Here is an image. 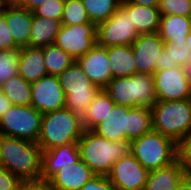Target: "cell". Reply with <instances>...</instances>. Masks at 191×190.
<instances>
[{"label": "cell", "instance_id": "6da1fadb", "mask_svg": "<svg viewBox=\"0 0 191 190\" xmlns=\"http://www.w3.org/2000/svg\"><path fill=\"white\" fill-rule=\"evenodd\" d=\"M78 149L80 159L96 175L107 176L114 163L131 153V141H109L93 130H84Z\"/></svg>", "mask_w": 191, "mask_h": 190}, {"label": "cell", "instance_id": "7a4b0ae2", "mask_svg": "<svg viewBox=\"0 0 191 190\" xmlns=\"http://www.w3.org/2000/svg\"><path fill=\"white\" fill-rule=\"evenodd\" d=\"M2 167L22 182L41 179L42 150L37 142L3 136Z\"/></svg>", "mask_w": 191, "mask_h": 190}, {"label": "cell", "instance_id": "3957f363", "mask_svg": "<svg viewBox=\"0 0 191 190\" xmlns=\"http://www.w3.org/2000/svg\"><path fill=\"white\" fill-rule=\"evenodd\" d=\"M82 118L68 108L43 114L37 144L42 151L78 142L84 132Z\"/></svg>", "mask_w": 191, "mask_h": 190}, {"label": "cell", "instance_id": "277c9868", "mask_svg": "<svg viewBox=\"0 0 191 190\" xmlns=\"http://www.w3.org/2000/svg\"><path fill=\"white\" fill-rule=\"evenodd\" d=\"M151 110L153 130L177 144L191 133V99L157 100Z\"/></svg>", "mask_w": 191, "mask_h": 190}, {"label": "cell", "instance_id": "5b68a950", "mask_svg": "<svg viewBox=\"0 0 191 190\" xmlns=\"http://www.w3.org/2000/svg\"><path fill=\"white\" fill-rule=\"evenodd\" d=\"M104 90L116 105L129 108H151L157 101L153 75L149 74L112 78Z\"/></svg>", "mask_w": 191, "mask_h": 190}, {"label": "cell", "instance_id": "8992f818", "mask_svg": "<svg viewBox=\"0 0 191 190\" xmlns=\"http://www.w3.org/2000/svg\"><path fill=\"white\" fill-rule=\"evenodd\" d=\"M131 154L148 171L167 167L178 160L177 143L153 129L131 141Z\"/></svg>", "mask_w": 191, "mask_h": 190}, {"label": "cell", "instance_id": "52a82bcc", "mask_svg": "<svg viewBox=\"0 0 191 190\" xmlns=\"http://www.w3.org/2000/svg\"><path fill=\"white\" fill-rule=\"evenodd\" d=\"M58 79L66 95L65 108L83 118L100 88L88 78L76 60L58 75Z\"/></svg>", "mask_w": 191, "mask_h": 190}, {"label": "cell", "instance_id": "ba28073f", "mask_svg": "<svg viewBox=\"0 0 191 190\" xmlns=\"http://www.w3.org/2000/svg\"><path fill=\"white\" fill-rule=\"evenodd\" d=\"M43 114L31 105H12L0 119V133L37 142L41 133Z\"/></svg>", "mask_w": 191, "mask_h": 190}, {"label": "cell", "instance_id": "9c48e42d", "mask_svg": "<svg viewBox=\"0 0 191 190\" xmlns=\"http://www.w3.org/2000/svg\"><path fill=\"white\" fill-rule=\"evenodd\" d=\"M138 36L131 15L122 6L107 21L97 24V45L102 47L132 45Z\"/></svg>", "mask_w": 191, "mask_h": 190}, {"label": "cell", "instance_id": "30bf717a", "mask_svg": "<svg viewBox=\"0 0 191 190\" xmlns=\"http://www.w3.org/2000/svg\"><path fill=\"white\" fill-rule=\"evenodd\" d=\"M96 33L97 25L93 22L61 25L54 45L77 60L97 44Z\"/></svg>", "mask_w": 191, "mask_h": 190}, {"label": "cell", "instance_id": "8fae6325", "mask_svg": "<svg viewBox=\"0 0 191 190\" xmlns=\"http://www.w3.org/2000/svg\"><path fill=\"white\" fill-rule=\"evenodd\" d=\"M153 81L159 101L191 99V81L184 66L155 71Z\"/></svg>", "mask_w": 191, "mask_h": 190}, {"label": "cell", "instance_id": "7c38bea8", "mask_svg": "<svg viewBox=\"0 0 191 190\" xmlns=\"http://www.w3.org/2000/svg\"><path fill=\"white\" fill-rule=\"evenodd\" d=\"M65 92L58 76L46 75L31 83V106L42 114L65 108Z\"/></svg>", "mask_w": 191, "mask_h": 190}, {"label": "cell", "instance_id": "4fadbf2b", "mask_svg": "<svg viewBox=\"0 0 191 190\" xmlns=\"http://www.w3.org/2000/svg\"><path fill=\"white\" fill-rule=\"evenodd\" d=\"M149 171L130 153L112 165L107 175L116 190H144Z\"/></svg>", "mask_w": 191, "mask_h": 190}, {"label": "cell", "instance_id": "5bb4252c", "mask_svg": "<svg viewBox=\"0 0 191 190\" xmlns=\"http://www.w3.org/2000/svg\"><path fill=\"white\" fill-rule=\"evenodd\" d=\"M164 40L159 33L142 34L132 44L137 74L153 75L159 55L164 49Z\"/></svg>", "mask_w": 191, "mask_h": 190}, {"label": "cell", "instance_id": "9a60e30c", "mask_svg": "<svg viewBox=\"0 0 191 190\" xmlns=\"http://www.w3.org/2000/svg\"><path fill=\"white\" fill-rule=\"evenodd\" d=\"M76 61L88 78L100 89H104L111 81L112 74L106 47L96 44Z\"/></svg>", "mask_w": 191, "mask_h": 190}, {"label": "cell", "instance_id": "2e32d148", "mask_svg": "<svg viewBox=\"0 0 191 190\" xmlns=\"http://www.w3.org/2000/svg\"><path fill=\"white\" fill-rule=\"evenodd\" d=\"M78 160H80L78 142L42 151L41 179L50 180L61 168Z\"/></svg>", "mask_w": 191, "mask_h": 190}, {"label": "cell", "instance_id": "e0dca14e", "mask_svg": "<svg viewBox=\"0 0 191 190\" xmlns=\"http://www.w3.org/2000/svg\"><path fill=\"white\" fill-rule=\"evenodd\" d=\"M2 13L5 15L15 44L19 48L30 46V34L33 21V12L18 4L5 5Z\"/></svg>", "mask_w": 191, "mask_h": 190}, {"label": "cell", "instance_id": "ac0fdd59", "mask_svg": "<svg viewBox=\"0 0 191 190\" xmlns=\"http://www.w3.org/2000/svg\"><path fill=\"white\" fill-rule=\"evenodd\" d=\"M96 174L80 159L67 164L49 181L57 190H81Z\"/></svg>", "mask_w": 191, "mask_h": 190}, {"label": "cell", "instance_id": "d6986e66", "mask_svg": "<svg viewBox=\"0 0 191 190\" xmlns=\"http://www.w3.org/2000/svg\"><path fill=\"white\" fill-rule=\"evenodd\" d=\"M128 107L115 105L93 131L109 141L127 140Z\"/></svg>", "mask_w": 191, "mask_h": 190}, {"label": "cell", "instance_id": "ffe728a7", "mask_svg": "<svg viewBox=\"0 0 191 190\" xmlns=\"http://www.w3.org/2000/svg\"><path fill=\"white\" fill-rule=\"evenodd\" d=\"M18 75L29 83L47 75L43 48L30 46L20 48Z\"/></svg>", "mask_w": 191, "mask_h": 190}, {"label": "cell", "instance_id": "44dd1931", "mask_svg": "<svg viewBox=\"0 0 191 190\" xmlns=\"http://www.w3.org/2000/svg\"><path fill=\"white\" fill-rule=\"evenodd\" d=\"M121 6L131 15L138 35L156 33L159 30L160 13L158 7H147L122 0Z\"/></svg>", "mask_w": 191, "mask_h": 190}, {"label": "cell", "instance_id": "7402d4cb", "mask_svg": "<svg viewBox=\"0 0 191 190\" xmlns=\"http://www.w3.org/2000/svg\"><path fill=\"white\" fill-rule=\"evenodd\" d=\"M186 175L187 172L177 160L167 167L149 171L144 190H176Z\"/></svg>", "mask_w": 191, "mask_h": 190}, {"label": "cell", "instance_id": "603a6c76", "mask_svg": "<svg viewBox=\"0 0 191 190\" xmlns=\"http://www.w3.org/2000/svg\"><path fill=\"white\" fill-rule=\"evenodd\" d=\"M112 78L129 77L137 74L132 45L107 47Z\"/></svg>", "mask_w": 191, "mask_h": 190}, {"label": "cell", "instance_id": "cb8c5ba5", "mask_svg": "<svg viewBox=\"0 0 191 190\" xmlns=\"http://www.w3.org/2000/svg\"><path fill=\"white\" fill-rule=\"evenodd\" d=\"M191 30V17L162 15L159 23V36L164 42H186Z\"/></svg>", "mask_w": 191, "mask_h": 190}, {"label": "cell", "instance_id": "d4e9b609", "mask_svg": "<svg viewBox=\"0 0 191 190\" xmlns=\"http://www.w3.org/2000/svg\"><path fill=\"white\" fill-rule=\"evenodd\" d=\"M61 21L33 15L30 47L43 48L53 45L61 27Z\"/></svg>", "mask_w": 191, "mask_h": 190}, {"label": "cell", "instance_id": "484cf974", "mask_svg": "<svg viewBox=\"0 0 191 190\" xmlns=\"http://www.w3.org/2000/svg\"><path fill=\"white\" fill-rule=\"evenodd\" d=\"M115 105L105 90L100 89L89 104L87 113L82 118L84 129L93 130L99 123L105 120Z\"/></svg>", "mask_w": 191, "mask_h": 190}, {"label": "cell", "instance_id": "4316f807", "mask_svg": "<svg viewBox=\"0 0 191 190\" xmlns=\"http://www.w3.org/2000/svg\"><path fill=\"white\" fill-rule=\"evenodd\" d=\"M153 129L152 110L149 107H128L127 140H134Z\"/></svg>", "mask_w": 191, "mask_h": 190}, {"label": "cell", "instance_id": "83f0119b", "mask_svg": "<svg viewBox=\"0 0 191 190\" xmlns=\"http://www.w3.org/2000/svg\"><path fill=\"white\" fill-rule=\"evenodd\" d=\"M1 91L12 105L26 106L31 104V83L16 75L2 84Z\"/></svg>", "mask_w": 191, "mask_h": 190}, {"label": "cell", "instance_id": "f1b7e54d", "mask_svg": "<svg viewBox=\"0 0 191 190\" xmlns=\"http://www.w3.org/2000/svg\"><path fill=\"white\" fill-rule=\"evenodd\" d=\"M43 52L48 75L58 76L75 61L68 53L54 44L43 47Z\"/></svg>", "mask_w": 191, "mask_h": 190}, {"label": "cell", "instance_id": "f546056e", "mask_svg": "<svg viewBox=\"0 0 191 190\" xmlns=\"http://www.w3.org/2000/svg\"><path fill=\"white\" fill-rule=\"evenodd\" d=\"M91 22L107 21L121 6L122 0H82Z\"/></svg>", "mask_w": 191, "mask_h": 190}, {"label": "cell", "instance_id": "4dcf8cb0", "mask_svg": "<svg viewBox=\"0 0 191 190\" xmlns=\"http://www.w3.org/2000/svg\"><path fill=\"white\" fill-rule=\"evenodd\" d=\"M91 22L86 8L82 0H66L63 16L61 19L62 25H74Z\"/></svg>", "mask_w": 191, "mask_h": 190}, {"label": "cell", "instance_id": "1f68e13d", "mask_svg": "<svg viewBox=\"0 0 191 190\" xmlns=\"http://www.w3.org/2000/svg\"><path fill=\"white\" fill-rule=\"evenodd\" d=\"M20 49L0 50V87L8 79L18 75Z\"/></svg>", "mask_w": 191, "mask_h": 190}, {"label": "cell", "instance_id": "d6a6232c", "mask_svg": "<svg viewBox=\"0 0 191 190\" xmlns=\"http://www.w3.org/2000/svg\"><path fill=\"white\" fill-rule=\"evenodd\" d=\"M158 9L160 16L179 15L191 17V0H160Z\"/></svg>", "mask_w": 191, "mask_h": 190}, {"label": "cell", "instance_id": "836d02e7", "mask_svg": "<svg viewBox=\"0 0 191 190\" xmlns=\"http://www.w3.org/2000/svg\"><path fill=\"white\" fill-rule=\"evenodd\" d=\"M66 0H46L32 10L33 15L48 19L60 20Z\"/></svg>", "mask_w": 191, "mask_h": 190}, {"label": "cell", "instance_id": "e575fe53", "mask_svg": "<svg viewBox=\"0 0 191 190\" xmlns=\"http://www.w3.org/2000/svg\"><path fill=\"white\" fill-rule=\"evenodd\" d=\"M164 50L169 58L174 60L178 66H186L191 60V52L186 42H165Z\"/></svg>", "mask_w": 191, "mask_h": 190}, {"label": "cell", "instance_id": "d590c367", "mask_svg": "<svg viewBox=\"0 0 191 190\" xmlns=\"http://www.w3.org/2000/svg\"><path fill=\"white\" fill-rule=\"evenodd\" d=\"M177 156L180 165L191 174V133L177 144Z\"/></svg>", "mask_w": 191, "mask_h": 190}, {"label": "cell", "instance_id": "8d00e7d4", "mask_svg": "<svg viewBox=\"0 0 191 190\" xmlns=\"http://www.w3.org/2000/svg\"><path fill=\"white\" fill-rule=\"evenodd\" d=\"M20 49L14 42L5 15L0 13V50Z\"/></svg>", "mask_w": 191, "mask_h": 190}, {"label": "cell", "instance_id": "74e56055", "mask_svg": "<svg viewBox=\"0 0 191 190\" xmlns=\"http://www.w3.org/2000/svg\"><path fill=\"white\" fill-rule=\"evenodd\" d=\"M23 182L7 169L0 168V190H21Z\"/></svg>", "mask_w": 191, "mask_h": 190}, {"label": "cell", "instance_id": "f35d334b", "mask_svg": "<svg viewBox=\"0 0 191 190\" xmlns=\"http://www.w3.org/2000/svg\"><path fill=\"white\" fill-rule=\"evenodd\" d=\"M81 190H116L107 176L96 175Z\"/></svg>", "mask_w": 191, "mask_h": 190}, {"label": "cell", "instance_id": "ab89813d", "mask_svg": "<svg viewBox=\"0 0 191 190\" xmlns=\"http://www.w3.org/2000/svg\"><path fill=\"white\" fill-rule=\"evenodd\" d=\"M21 190H57L49 180H33L23 182Z\"/></svg>", "mask_w": 191, "mask_h": 190}, {"label": "cell", "instance_id": "60d3db41", "mask_svg": "<svg viewBox=\"0 0 191 190\" xmlns=\"http://www.w3.org/2000/svg\"><path fill=\"white\" fill-rule=\"evenodd\" d=\"M159 57L160 59L157 61L156 71L178 67V64L174 60L171 61L164 49L160 53Z\"/></svg>", "mask_w": 191, "mask_h": 190}, {"label": "cell", "instance_id": "b9f144b4", "mask_svg": "<svg viewBox=\"0 0 191 190\" xmlns=\"http://www.w3.org/2000/svg\"><path fill=\"white\" fill-rule=\"evenodd\" d=\"M11 106V101L6 97V95L1 91L0 88V119Z\"/></svg>", "mask_w": 191, "mask_h": 190}, {"label": "cell", "instance_id": "7bdbcfd3", "mask_svg": "<svg viewBox=\"0 0 191 190\" xmlns=\"http://www.w3.org/2000/svg\"><path fill=\"white\" fill-rule=\"evenodd\" d=\"M45 1L46 0H21L18 5L32 11L34 8Z\"/></svg>", "mask_w": 191, "mask_h": 190}, {"label": "cell", "instance_id": "ee69618b", "mask_svg": "<svg viewBox=\"0 0 191 190\" xmlns=\"http://www.w3.org/2000/svg\"><path fill=\"white\" fill-rule=\"evenodd\" d=\"M124 1L147 6V7H158L160 0H124Z\"/></svg>", "mask_w": 191, "mask_h": 190}, {"label": "cell", "instance_id": "f6af8a7d", "mask_svg": "<svg viewBox=\"0 0 191 190\" xmlns=\"http://www.w3.org/2000/svg\"><path fill=\"white\" fill-rule=\"evenodd\" d=\"M176 190H191V174H187L183 178Z\"/></svg>", "mask_w": 191, "mask_h": 190}, {"label": "cell", "instance_id": "bcb514c9", "mask_svg": "<svg viewBox=\"0 0 191 190\" xmlns=\"http://www.w3.org/2000/svg\"><path fill=\"white\" fill-rule=\"evenodd\" d=\"M185 68H186L187 76L189 80L191 81V60L188 62Z\"/></svg>", "mask_w": 191, "mask_h": 190}, {"label": "cell", "instance_id": "7dc6e473", "mask_svg": "<svg viewBox=\"0 0 191 190\" xmlns=\"http://www.w3.org/2000/svg\"><path fill=\"white\" fill-rule=\"evenodd\" d=\"M21 0H3L6 5L19 4Z\"/></svg>", "mask_w": 191, "mask_h": 190}, {"label": "cell", "instance_id": "c3c4849f", "mask_svg": "<svg viewBox=\"0 0 191 190\" xmlns=\"http://www.w3.org/2000/svg\"><path fill=\"white\" fill-rule=\"evenodd\" d=\"M186 45L190 49V52H191V30H190V33L187 36Z\"/></svg>", "mask_w": 191, "mask_h": 190}, {"label": "cell", "instance_id": "681fc988", "mask_svg": "<svg viewBox=\"0 0 191 190\" xmlns=\"http://www.w3.org/2000/svg\"><path fill=\"white\" fill-rule=\"evenodd\" d=\"M2 137L3 135L0 133V168L2 167V155H1Z\"/></svg>", "mask_w": 191, "mask_h": 190}, {"label": "cell", "instance_id": "f907efd6", "mask_svg": "<svg viewBox=\"0 0 191 190\" xmlns=\"http://www.w3.org/2000/svg\"><path fill=\"white\" fill-rule=\"evenodd\" d=\"M6 4L3 2V0H0V13L3 11V8Z\"/></svg>", "mask_w": 191, "mask_h": 190}]
</instances>
